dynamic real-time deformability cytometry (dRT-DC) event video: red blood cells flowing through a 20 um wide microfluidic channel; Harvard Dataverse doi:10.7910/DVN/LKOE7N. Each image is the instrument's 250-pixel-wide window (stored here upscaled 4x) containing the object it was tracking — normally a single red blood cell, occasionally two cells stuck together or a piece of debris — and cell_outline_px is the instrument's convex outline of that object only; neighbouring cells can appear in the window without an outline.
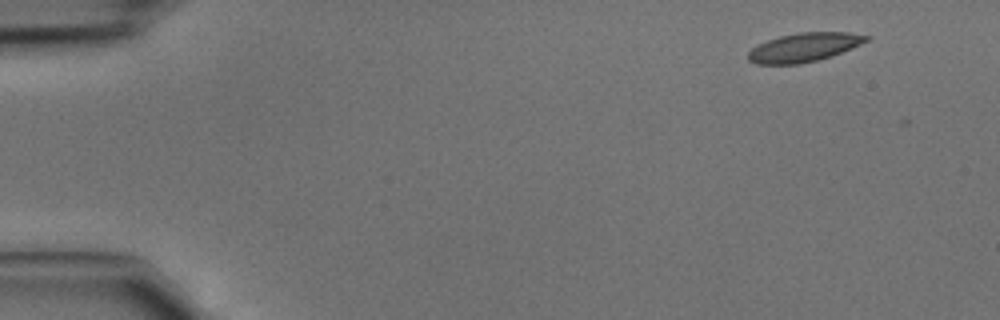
{"species": "common noctule bat (a hibernating species)", "species_latin": "Nyctalus noctula", "temperature_condition": "cold", "stored_images_in_passage": 11, "camera_frame_rate_fps": 3000, "um_per_image_px": 0.085, "animal": {"sex": "male", "body_mass_g": 15.6}, "frame": {"image": 1, "passage_image": 2, "time_ms": 0.333, "image_size_px": [1000, 320], "cell_outline_px": [[872, 36], [868, 40], [860, 44], [832, 56], [800, 64], [756, 64], [748, 60], [748, 52], [756, 44], [780, 36], [800, 32], [848, 32]], "centroid_in_image_um": [68.33, 4.02], "position_along_channel_um": 16.7, "area_um2": 19.83}}